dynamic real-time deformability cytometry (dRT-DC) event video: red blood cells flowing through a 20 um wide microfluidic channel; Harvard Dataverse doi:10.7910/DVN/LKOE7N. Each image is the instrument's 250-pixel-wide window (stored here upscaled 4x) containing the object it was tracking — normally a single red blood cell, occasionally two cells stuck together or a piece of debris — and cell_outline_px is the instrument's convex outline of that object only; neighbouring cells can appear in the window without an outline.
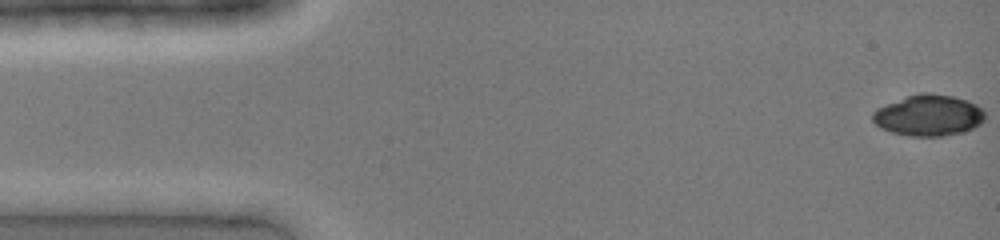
{"species": "common noctule bat (a hibernating species)", "species_latin": "Nyctalus noctula", "temperature_condition": "cold", "stored_images_in_passage": 31, "camera_frame_rate_fps": 3000, "um_per_image_px": 0.085, "animal": {"sex": "female", "body_mass_g": 19.0, "forearm_length_mm": 51.5}, "frame": {"image": 1, "passage_image": 1, "time_ms": 0.0, "image_size_px": [1000, 240], "cell_outline_px": [[984, 120], [980, 124], [972, 128], [960, 132], [944, 136], [908, 136], [892, 132], [880, 128], [872, 120], [872, 112], [876, 108], [908, 96], [920, 92], [928, 92], [952, 96], [976, 104], [984, 112]], "centroid_in_image_um": [78.89, 9.81], "position_along_channel_um": 6.1, "area_um2": 26.76}}
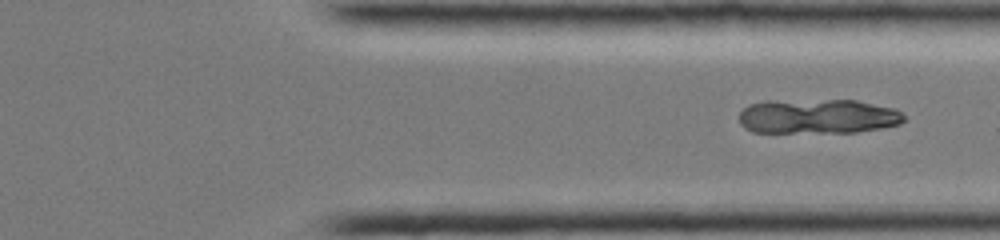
{"frame": {"image": 2, "passage_image": 31, "time_ms": 10.0, "image_size_px": [1000, 240], "cell_outline_px": [[904, 120], [900, 124], [884, 128], [856, 132], [752, 132], [744, 128], [740, 124], [740, 112], [748, 104], [768, 100], [856, 100], [896, 108], [904, 116]], "centroid_in_image_um": [69.52, 9.88], "position_along_channel_um": 341.9, "area_um2": 33.64}}